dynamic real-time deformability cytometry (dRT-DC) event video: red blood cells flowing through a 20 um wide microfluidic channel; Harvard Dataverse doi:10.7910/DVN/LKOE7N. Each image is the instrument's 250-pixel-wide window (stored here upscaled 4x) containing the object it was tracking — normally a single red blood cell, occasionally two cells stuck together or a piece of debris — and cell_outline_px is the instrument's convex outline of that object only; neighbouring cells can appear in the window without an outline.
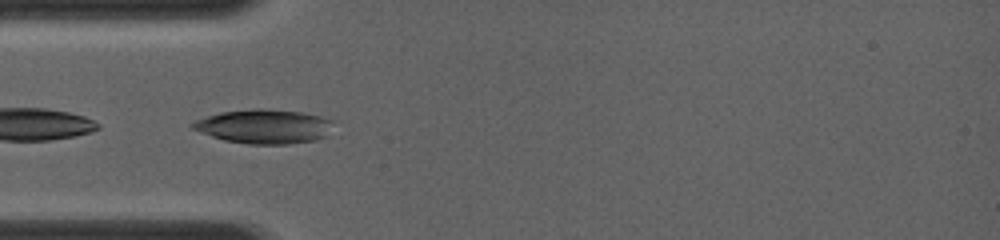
{"species": "common noctule bat (a hibernating species)", "species_latin": "Nyctalus noctula", "temperature_condition": "room temperature", "stored_images_in_passage": 2, "camera_frame_rate_fps": 4000, "um_per_image_px": 0.085, "animal": {"sex": "female", "body_mass_g": 19.0, "forearm_length_mm": 56.7}, "frame": {"image": 1, "passage_image": 1, "time_ms": 0.0, "image_size_px": [1000, 240], "cell_outline_px": [[332, 120], [328, 136], [316, 140], [288, 144], [248, 144], [224, 140], [200, 132], [192, 128], [192, 124], [196, 120], [220, 112], [252, 108], [260, 108], [300, 112], [320, 116]], "centroid_in_image_um": [22.46, 10.75], "position_along_channel_um": 62.5, "area_um2": 27.92}}